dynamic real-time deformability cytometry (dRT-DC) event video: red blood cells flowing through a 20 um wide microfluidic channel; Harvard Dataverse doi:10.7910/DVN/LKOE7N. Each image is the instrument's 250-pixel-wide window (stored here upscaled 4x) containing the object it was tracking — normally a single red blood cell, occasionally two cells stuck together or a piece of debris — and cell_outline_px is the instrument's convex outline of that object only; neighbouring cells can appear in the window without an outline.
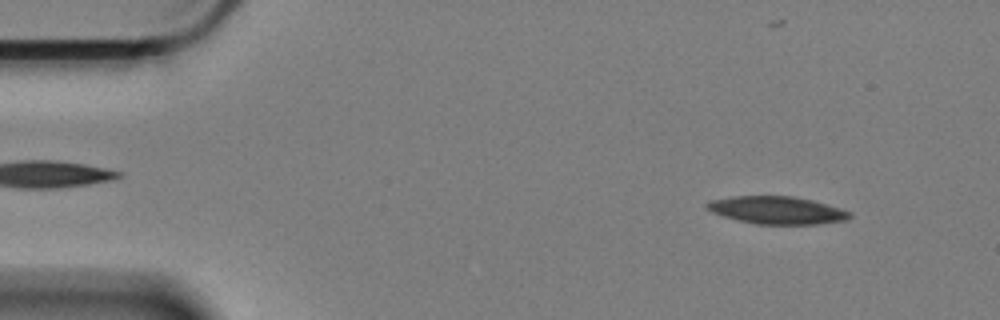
{"species": "Egyptian fruit bat (a non-hibernating species)", "species_latin": "Rousettus aegyptiacus", "temperature_condition": "cold", "stored_images_in_passage": 12, "camera_frame_rate_fps": 3000, "um_per_image_px": 0.085, "animal": {"sex": "female"}, "frame": {"image": 1, "passage_image": 5, "time_ms": 1.333, "image_size_px": [1000, 320], "cell_outline_px": [[852, 216], [844, 220], [816, 224], [756, 224], [724, 216], [712, 212], [704, 208], [704, 204], [708, 200], [732, 196], [792, 196], [812, 200], [840, 208], [852, 212]], "centroid_in_image_um": [66.0, 17.85], "position_along_channel_um": 19.0, "area_um2": 22.95}}